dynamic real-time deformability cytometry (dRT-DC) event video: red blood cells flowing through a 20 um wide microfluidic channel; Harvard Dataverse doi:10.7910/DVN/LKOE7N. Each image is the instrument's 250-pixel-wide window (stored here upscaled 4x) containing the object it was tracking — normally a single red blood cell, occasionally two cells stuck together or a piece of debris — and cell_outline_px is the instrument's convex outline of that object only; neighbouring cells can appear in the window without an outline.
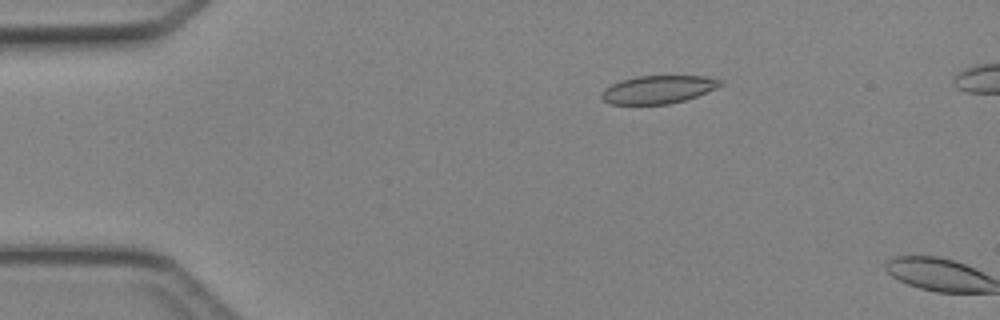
{"species": "Egyptian fruit bat (a non-hibernating species)", "species_latin": "Rousettus aegyptiacus", "temperature_condition": "cold", "stored_images_in_passage": 4, "camera_frame_rate_fps": 3000, "um_per_image_px": 0.085, "animal": {"sex": "female"}, "frame": {"image": 1, "passage_image": 3, "time_ms": 2.333, "image_size_px": [1000, 320], "cell_outline_px": [[724, 84], [716, 88], [696, 96], [684, 100], [668, 104], [612, 104], [604, 100], [600, 96], [600, 92], [604, 88], [620, 80], [636, 76], [704, 76], [724, 80]], "centroid_in_image_um": [55.94, 7.6], "position_along_channel_um": 29.1, "area_um2": 19.42}}